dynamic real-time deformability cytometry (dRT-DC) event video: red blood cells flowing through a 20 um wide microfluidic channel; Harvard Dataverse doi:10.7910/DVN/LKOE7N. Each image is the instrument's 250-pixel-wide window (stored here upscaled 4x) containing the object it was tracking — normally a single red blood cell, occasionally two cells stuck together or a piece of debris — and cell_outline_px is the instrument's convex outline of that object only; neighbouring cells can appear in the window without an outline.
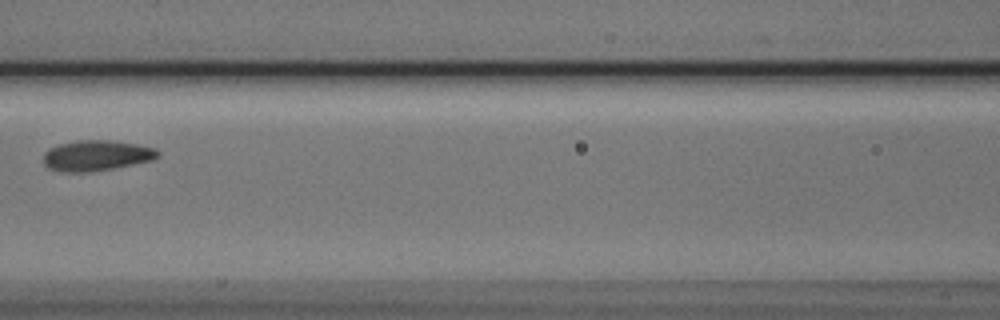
{"species": "Egyptian fruit bat (a non-hibernating species)", "species_latin": "Rousettus aegyptiacus", "temperature_condition": "cold", "stored_images_in_passage": 4, "camera_frame_rate_fps": 3000, "um_per_image_px": 0.085, "animal": {"sex": "male"}, "frame": {"image": 1, "passage_image": 3, "time_ms": 0.667, "image_size_px": [1000, 320], "cell_outline_px": [[160, 156], [152, 160], [112, 168], [88, 172], [64, 172], [48, 168], [44, 164], [44, 152], [48, 148], [60, 144], [76, 140], [112, 140], [136, 144], [156, 148], [160, 152]], "centroid_in_image_um": [8.19, 13.21], "position_along_channel_um": 158.4, "area_um2": 20.4}}
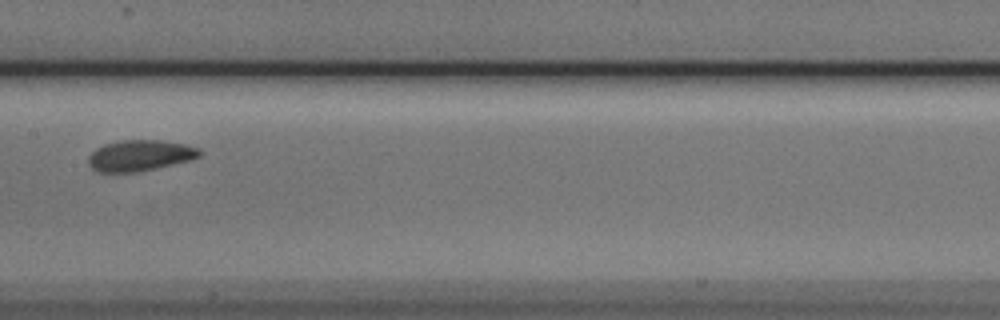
{"frame": {"image": 2, "passage_image": 4, "time_ms": 1.0, "image_size_px": [1000, 320], "cell_outline_px": [[200, 156], [192, 160], [156, 168], [136, 172], [100, 172], [92, 168], [88, 164], [88, 156], [96, 148], [104, 144], [120, 140], [160, 140], [184, 144], [200, 148]], "centroid_in_image_um": [11.89, 13.21], "position_along_channel_um": 195.5, "area_um2": 20.11}}